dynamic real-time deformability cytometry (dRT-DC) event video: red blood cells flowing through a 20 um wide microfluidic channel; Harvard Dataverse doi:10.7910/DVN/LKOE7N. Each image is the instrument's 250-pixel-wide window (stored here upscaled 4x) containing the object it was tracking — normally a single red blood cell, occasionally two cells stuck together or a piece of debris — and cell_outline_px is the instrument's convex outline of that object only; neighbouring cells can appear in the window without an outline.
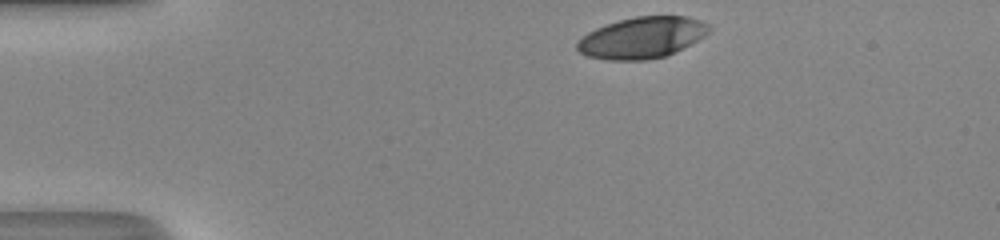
{"species": "human", "species_latin": "Homo sapiens", "temperature_condition": "room temperature", "stored_images_in_passage": 32, "camera_frame_rate_fps": 3000, "um_per_image_px": 0.085, "donor": {"sex": "male"}, "frame": {"image": 1, "passage_image": 1, "time_ms": 0.0, "image_size_px": [1000, 240], "cell_outline_px": [[712, 28], [704, 36], [664, 56], [644, 60], [608, 60], [588, 56], [580, 52], [576, 48], [576, 40], [580, 36], [596, 28], [620, 20], [636, 16], [684, 16], [700, 20], [708, 24]], "centroid_in_image_um": [54.52, 3.19], "position_along_channel_um": 30.5, "area_um2": 31.39}}
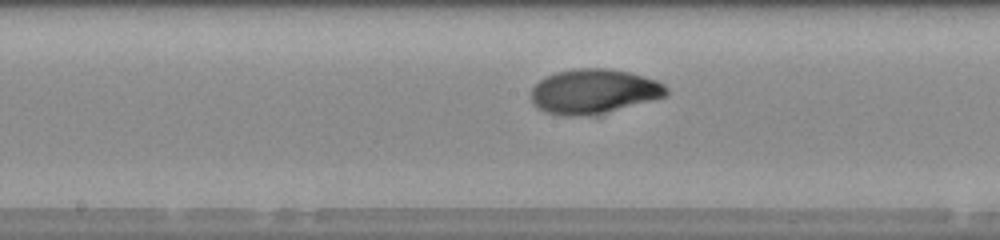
{"frame": {"image": 2, "passage_image": 18, "time_ms": 5.667, "image_size_px": [1000, 240], "cell_outline_px": [[668, 96], [604, 112], [580, 116], [568, 116], [544, 112], [536, 108], [532, 100], [532, 88], [544, 76], [556, 72], [576, 68], [608, 68], [628, 72], [656, 80], [664, 84], [668, 88]], "centroid_in_image_um": [50.45, 7.76], "position_along_channel_um": 197.7, "area_um2": 34.97}}
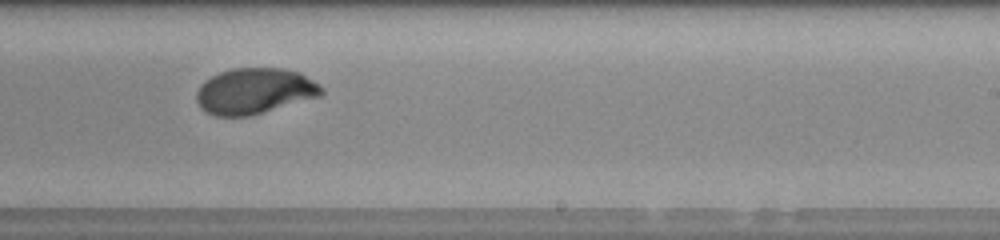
{"frame": {"image": 3, "passage_image": 23, "time_ms": 7.333, "image_size_px": [1000, 240], "cell_outline_px": [[324, 92], [320, 96], [252, 116], [216, 116], [204, 112], [200, 108], [196, 100], [196, 92], [200, 84], [204, 80], [220, 72], [232, 68], [280, 68], [300, 72], [320, 84], [324, 88]], "centroid_in_image_um": [21.63, 7.75], "position_along_channel_um": 267.4, "area_um2": 33.81}, "authors_computed_cell_mechanics": {"area_um2": 33.9575, "velocity_mm_per_s": 4.1882, "shape_relaxation_time_tau1_ms": 3.8502, "shape_relaxation_time_tau2_ms": null, "deformation_change_tau1": 0.178, "deformation_change_tau2": null}}